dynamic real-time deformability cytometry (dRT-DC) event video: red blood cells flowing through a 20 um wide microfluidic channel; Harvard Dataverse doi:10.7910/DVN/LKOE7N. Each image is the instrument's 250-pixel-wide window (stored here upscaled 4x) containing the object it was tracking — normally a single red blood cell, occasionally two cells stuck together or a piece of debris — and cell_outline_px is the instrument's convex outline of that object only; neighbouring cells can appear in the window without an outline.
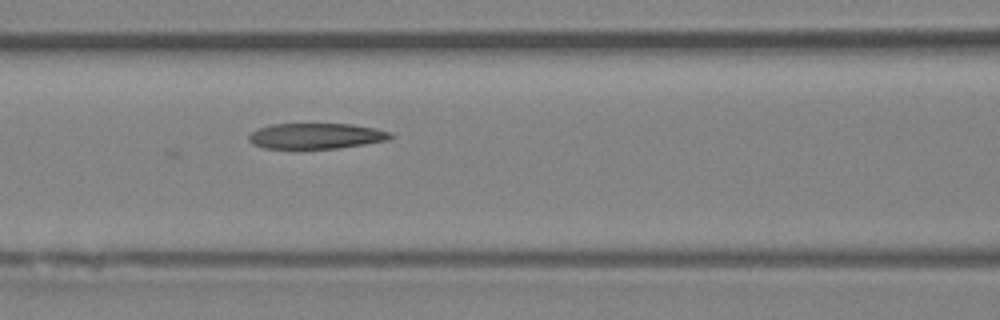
{"species": "Egyptian fruit bat (a non-hibernating species)", "species_latin": "Rousettus aegyptiacus", "temperature_condition": "room temperature", "stored_images_in_passage": 38, "camera_frame_rate_fps": 3000, "um_per_image_px": 0.085, "animal": {"sex": "female"}, "frame": {"image": 1, "passage_image": 8, "time_ms": 2.333, "image_size_px": [1000, 320], "cell_outline_px": [[392, 136], [388, 140], [364, 144], [336, 148], [264, 148], [252, 144], [248, 140], [248, 136], [252, 132], [260, 128], [272, 124], [352, 124], [376, 128], [392, 132]], "centroid_in_image_um": [26.88, 11.55], "position_along_channel_um": 139.7, "area_um2": 21.04}}
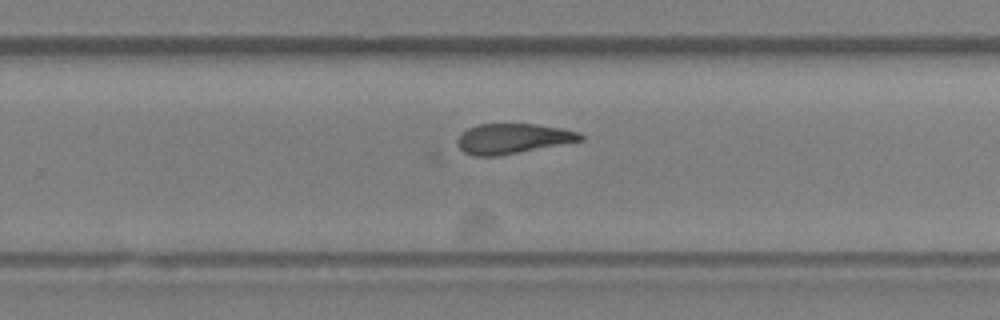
{"frame": {"image": 2, "passage_image": 19, "time_ms": 6.0, "image_size_px": [1000, 320], "cell_outline_px": [[584, 140], [496, 156], [476, 156], [464, 152], [456, 144], [456, 140], [468, 128], [476, 124], [536, 124], [560, 128], [580, 132], [584, 136]], "centroid_in_image_um": [43.58, 11.77], "position_along_channel_um": 286.2, "area_um2": 21.39}}
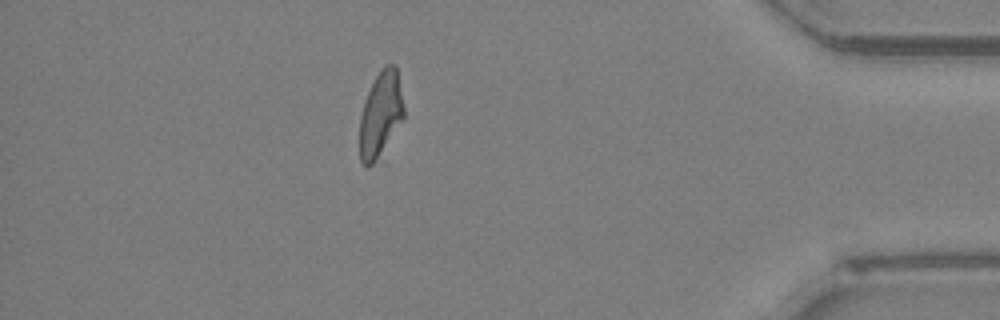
{"frame": {"image": 3, "passage_image": 31, "time_ms": 10.0, "image_size_px": [1000, 320], "cell_outline_px": [[404, 120], [376, 160], [368, 168], [360, 160], [360, 116], [364, 100], [376, 76], [384, 64], [396, 64], [404, 108]], "centroid_in_image_um": [32.36, 9.7], "position_along_channel_um": 402.8, "area_um2": 21.96}, "authors_computed_cell_mechanics": {"area_um2": 21.7328, "velocity_mm_per_s": 3.9891, "shape_relaxation_time_tau1_ms": null, "shape_relaxation_time_tau2_ms": 5.9425, "deformation_change_tau1": null, "deformation_change_tau2": 0.1873}}